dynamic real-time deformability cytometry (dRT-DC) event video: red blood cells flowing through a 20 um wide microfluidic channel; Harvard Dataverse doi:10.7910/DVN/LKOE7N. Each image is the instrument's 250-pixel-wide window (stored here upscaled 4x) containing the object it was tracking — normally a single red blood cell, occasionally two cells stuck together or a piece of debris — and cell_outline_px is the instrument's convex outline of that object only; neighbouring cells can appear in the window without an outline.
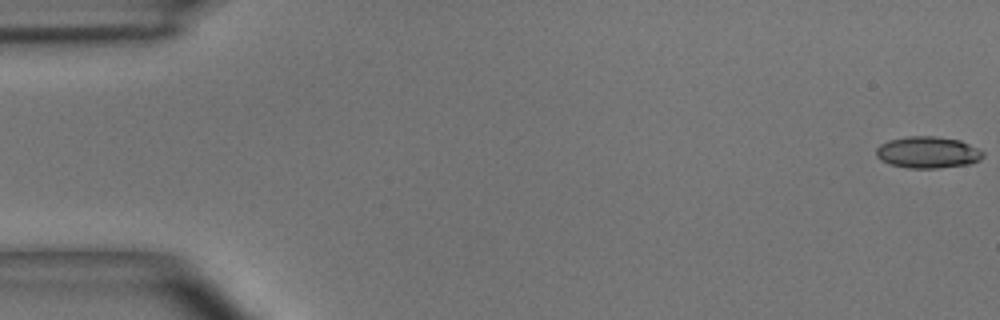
{"species": "common noctule bat (a hibernating species)", "species_latin": "Nyctalus noctula", "temperature_condition": "room temperature", "stored_images_in_passage": 10, "camera_frame_rate_fps": 3000, "um_per_image_px": 0.085, "animal": {"sex": "male", "body_mass_g": 15.6}, "frame": {"image": 1, "passage_image": 1, "time_ms": 0.0, "image_size_px": [1000, 320], "cell_outline_px": [[984, 156], [980, 160], [972, 164], [936, 168], [908, 168], [888, 164], [880, 160], [876, 156], [876, 148], [880, 144], [888, 140], [908, 136], [936, 136], [960, 140], [984, 152]], "centroid_in_image_um": [78.84, 12.95], "position_along_channel_um": 6.2, "area_um2": 19.88}}